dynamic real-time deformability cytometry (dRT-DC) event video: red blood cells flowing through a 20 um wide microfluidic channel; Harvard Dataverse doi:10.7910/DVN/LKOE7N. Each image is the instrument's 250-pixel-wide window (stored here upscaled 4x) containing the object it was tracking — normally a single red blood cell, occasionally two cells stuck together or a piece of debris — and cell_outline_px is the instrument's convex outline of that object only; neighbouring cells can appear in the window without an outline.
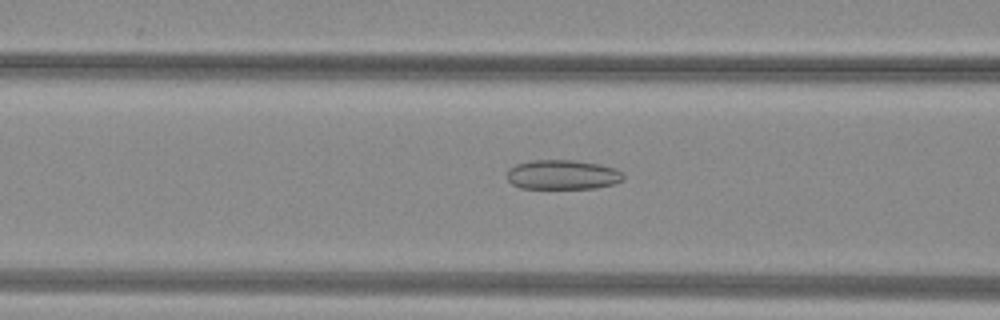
{"species": "common noctule bat (a hibernating species)", "species_latin": "Nyctalus noctula", "temperature_condition": "warm", "stored_images_in_passage": 52, "camera_frame_rate_fps": 3000, "um_per_image_px": 0.085, "animal": {"sex": "female", "body_mass_g": 29.2, "forearm_length_mm": 56.3}, "frame": {"image": 1, "passage_image": 22, "time_ms": 7.0, "image_size_px": [1000, 320], "cell_outline_px": [[624, 180], [616, 184], [596, 188], [520, 188], [512, 184], [508, 180], [508, 168], [516, 164], [532, 160], [576, 160], [600, 164], [616, 168], [624, 176]], "centroid_in_image_um": [47.85, 14.85], "position_along_channel_um": 118.8, "area_um2": 20.23}}
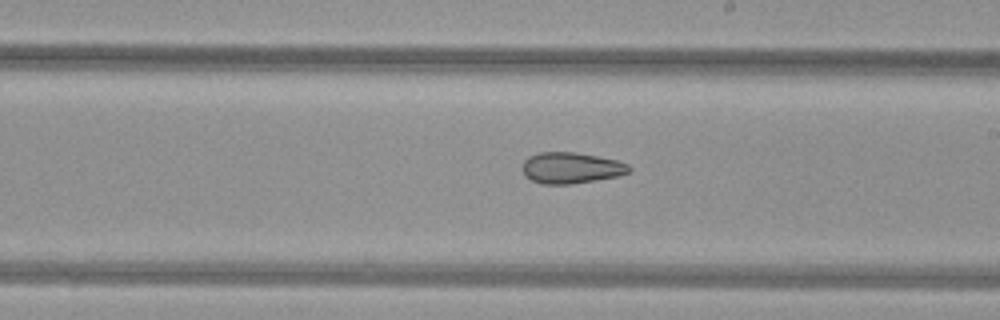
{"frame": {"image": 2, "passage_image": 31, "time_ms": 10.0, "image_size_px": [1000, 320], "cell_outline_px": [[632, 168], [628, 172], [620, 176], [572, 184], [540, 184], [524, 176], [524, 160], [528, 156], [540, 152], [576, 152], [616, 160], [628, 164]], "centroid_in_image_um": [48.55, 14.27], "position_along_channel_um": 240.5, "area_um2": 19.36}}
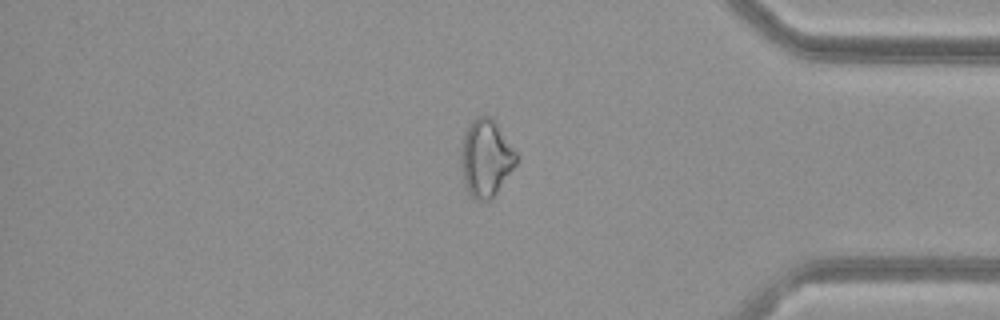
{"frame": {"image": 3, "passage_image": 44, "time_ms": 14.333, "image_size_px": [1000, 320], "cell_outline_px": [[516, 164], [492, 200], [476, 200], [468, 192], [464, 184], [460, 164], [460, 148], [468, 124], [476, 116], [492, 116], [516, 152]], "centroid_in_image_um": [41.27, 13.44], "position_along_channel_um": 393.9, "area_um2": 25.03}, "authors_computed_cell_mechanics": {"area_um2": 25.0274, "velocity_mm_per_s": 4.0617, "shape_relaxation_time_tau1_ms": null, "shape_relaxation_time_tau2_ms": 3.6469, "deformation_change_tau1": null, "deformation_change_tau2": 0.1106}}